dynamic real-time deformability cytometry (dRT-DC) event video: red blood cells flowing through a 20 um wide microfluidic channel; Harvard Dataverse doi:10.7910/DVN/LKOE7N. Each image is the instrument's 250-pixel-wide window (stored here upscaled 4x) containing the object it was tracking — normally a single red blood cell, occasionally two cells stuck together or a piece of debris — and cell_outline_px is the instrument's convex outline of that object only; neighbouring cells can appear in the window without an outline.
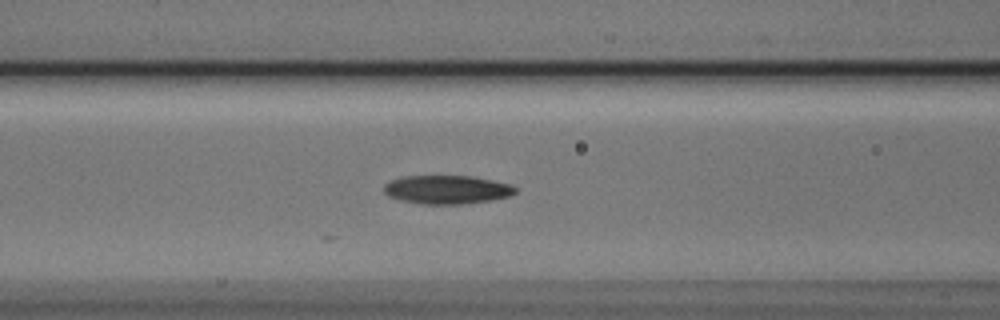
{"species": "Egyptian fruit bat (a non-hibernating species)", "species_latin": "Rousettus aegyptiacus", "temperature_condition": "cold", "stored_images_in_passage": 6, "segment_of_instrument_passage": [2, 2], "camera_frame_rate_fps": 3000, "um_per_image_px": 0.085, "animal": {"sex": "male"}, "frame": {"image": 1, "passage_image": 6, "time_ms": 1.667, "image_size_px": [1000, 320], "cell_outline_px": [[516, 192], [512, 196], [492, 200], [460, 204], [424, 204], [400, 200], [388, 196], [384, 192], [384, 184], [400, 176], [472, 176], [512, 184], [516, 188]], "centroid_in_image_um": [38.01, 16.11], "position_along_channel_um": 128.6, "area_um2": 22.02}}